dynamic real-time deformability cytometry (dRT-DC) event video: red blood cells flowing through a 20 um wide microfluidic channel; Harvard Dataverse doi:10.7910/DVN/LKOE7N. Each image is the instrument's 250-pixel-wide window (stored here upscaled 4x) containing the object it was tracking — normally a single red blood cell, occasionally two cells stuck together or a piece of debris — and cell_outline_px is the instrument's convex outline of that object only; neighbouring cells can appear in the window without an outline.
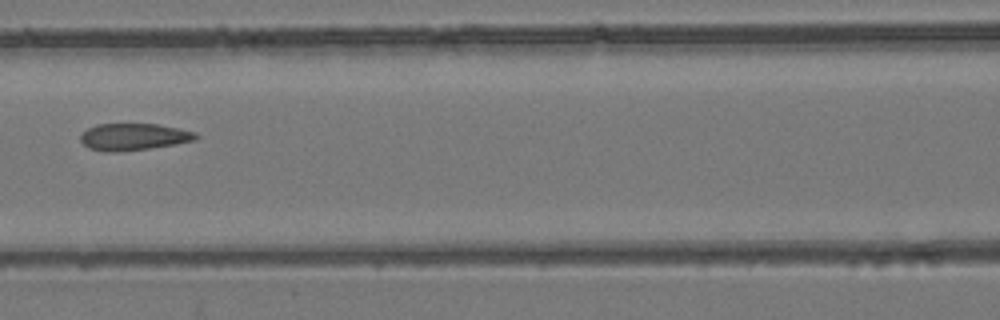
{"species": "common noctule bat (a hibernating species)", "species_latin": "Nyctalus noctula", "temperature_condition": "room temperature", "stored_images_in_passage": 10, "camera_frame_rate_fps": 3000, "um_per_image_px": 0.085, "animal": {"sex": "female", "body_mass_g": 24.6, "forearm_length_mm": 56.2}, "frame": {"image": 1, "passage_image": 6, "time_ms": 1.667, "image_size_px": [1000, 320], "cell_outline_px": [[200, 136], [196, 140], [176, 144], [148, 148], [116, 152], [104, 152], [88, 148], [80, 140], [80, 136], [88, 128], [96, 124], [156, 124], [196, 132]], "centroid_in_image_um": [11.36, 11.63], "position_along_channel_um": 155.2, "area_um2": 18.03}}
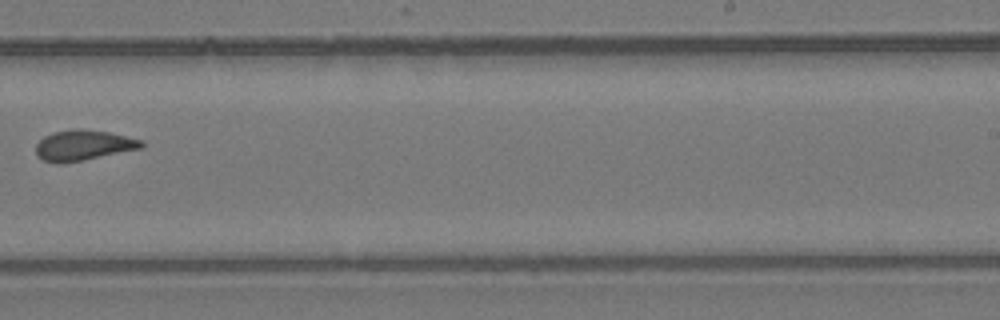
{"frame": {"image": 2, "passage_image": 9, "time_ms": 2.667, "image_size_px": [1000, 320], "cell_outline_px": [[144, 148], [84, 160], [60, 164], [56, 164], [44, 160], [36, 156], [36, 144], [44, 136], [52, 132], [72, 128], [80, 128], [108, 132], [144, 140]], "centroid_in_image_um": [7.09, 12.35], "position_along_channel_um": 281.9, "area_um2": 19.07}}
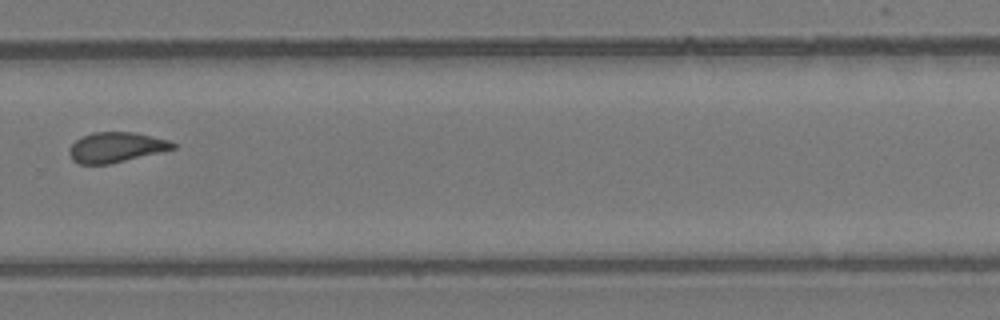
{"frame": {"image": 3, "passage_image": 10, "time_ms": 3.0, "image_size_px": [1000, 320], "cell_outline_px": [[176, 148], [108, 164], [80, 164], [72, 160], [68, 152], [68, 148], [76, 140], [92, 132], [136, 132], [168, 140], [176, 144]], "centroid_in_image_um": [9.83, 12.51], "position_along_channel_um": 320.0, "area_um2": 18.03}}